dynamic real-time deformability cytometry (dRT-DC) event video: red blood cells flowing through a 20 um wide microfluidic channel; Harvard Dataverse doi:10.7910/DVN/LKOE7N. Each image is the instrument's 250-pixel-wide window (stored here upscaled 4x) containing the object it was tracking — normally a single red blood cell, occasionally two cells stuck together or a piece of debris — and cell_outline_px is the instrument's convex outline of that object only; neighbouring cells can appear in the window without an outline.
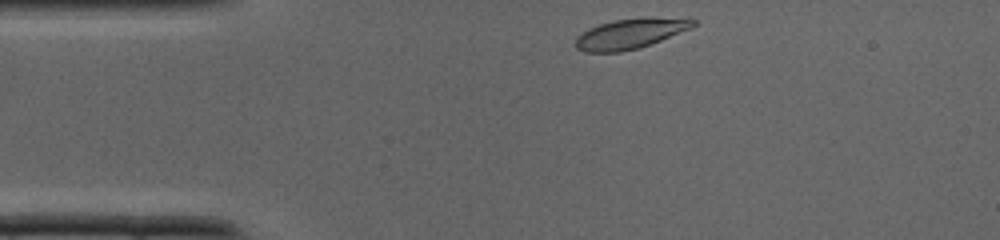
{"species": "common noctule bat (a hibernating species)", "species_latin": "Nyctalus noctula", "temperature_condition": "cold", "stored_images_in_passage": 25, "camera_frame_rate_fps": 3000, "um_per_image_px": 0.085, "animal": {"sex": "male", "body_mass_g": 19.0, "forearm_length_mm": 50.8}, "frame": {"image": 1, "passage_image": 1, "time_ms": 0.0, "image_size_px": [1000, 240], "cell_outline_px": [[696, 24], [692, 28], [660, 40], [636, 48], [620, 52], [584, 52], [576, 48], [576, 40], [588, 28], [600, 24], [616, 20], [696, 20]], "centroid_in_image_um": [53.47, 2.92], "position_along_channel_um": 31.5, "area_um2": 19.13}}
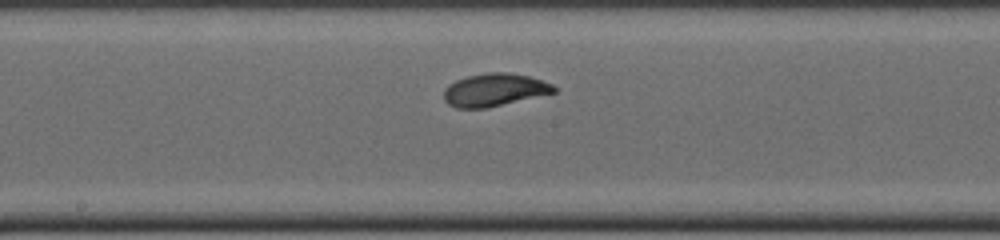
{"frame": {"image": 2, "passage_image": 13, "time_ms": 4.0, "image_size_px": [1000, 240], "cell_outline_px": [[556, 92], [484, 108], [456, 108], [448, 104], [444, 100], [444, 88], [448, 84], [456, 80], [468, 76], [488, 72], [512, 72], [528, 76], [552, 84], [556, 88]], "centroid_in_image_um": [41.99, 7.63], "position_along_channel_um": 206.2, "area_um2": 20.87}}
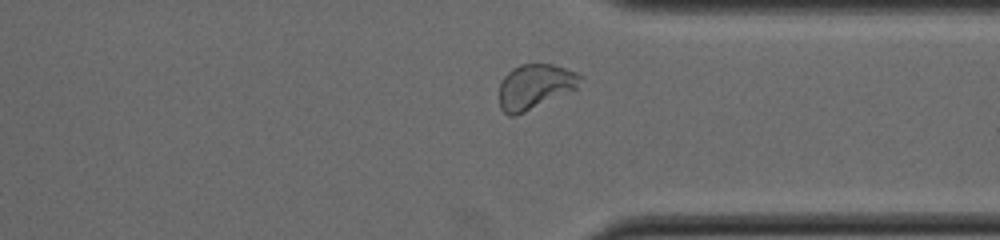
{"frame": {"image": 3, "passage_image": 22, "time_ms": 7.0, "image_size_px": [1000, 240], "cell_outline_px": [[584, 76], [576, 88], [516, 116], [508, 116], [500, 108], [500, 80], [512, 68], [520, 64], [552, 64], [576, 72]], "centroid_in_image_um": [45.44, 7.35], "position_along_channel_um": 366.0, "area_um2": 21.04}}